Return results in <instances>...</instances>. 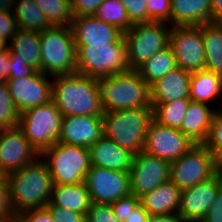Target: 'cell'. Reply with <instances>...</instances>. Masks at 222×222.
<instances>
[{
	"mask_svg": "<svg viewBox=\"0 0 222 222\" xmlns=\"http://www.w3.org/2000/svg\"><path fill=\"white\" fill-rule=\"evenodd\" d=\"M52 93V100L63 116L103 115L97 78L80 73L55 76Z\"/></svg>",
	"mask_w": 222,
	"mask_h": 222,
	"instance_id": "obj_1",
	"label": "cell"
},
{
	"mask_svg": "<svg viewBox=\"0 0 222 222\" xmlns=\"http://www.w3.org/2000/svg\"><path fill=\"white\" fill-rule=\"evenodd\" d=\"M7 183L14 215L25 210L46 208L50 202L52 177L40 157L35 162L9 173Z\"/></svg>",
	"mask_w": 222,
	"mask_h": 222,
	"instance_id": "obj_2",
	"label": "cell"
},
{
	"mask_svg": "<svg viewBox=\"0 0 222 222\" xmlns=\"http://www.w3.org/2000/svg\"><path fill=\"white\" fill-rule=\"evenodd\" d=\"M152 119V107L103 112V136L136 155L144 151L145 136Z\"/></svg>",
	"mask_w": 222,
	"mask_h": 222,
	"instance_id": "obj_3",
	"label": "cell"
},
{
	"mask_svg": "<svg viewBox=\"0 0 222 222\" xmlns=\"http://www.w3.org/2000/svg\"><path fill=\"white\" fill-rule=\"evenodd\" d=\"M104 112L152 107L150 86L136 70L98 79Z\"/></svg>",
	"mask_w": 222,
	"mask_h": 222,
	"instance_id": "obj_4",
	"label": "cell"
},
{
	"mask_svg": "<svg viewBox=\"0 0 222 222\" xmlns=\"http://www.w3.org/2000/svg\"><path fill=\"white\" fill-rule=\"evenodd\" d=\"M39 37L42 73L51 77L77 73L76 45L70 27L51 26Z\"/></svg>",
	"mask_w": 222,
	"mask_h": 222,
	"instance_id": "obj_5",
	"label": "cell"
},
{
	"mask_svg": "<svg viewBox=\"0 0 222 222\" xmlns=\"http://www.w3.org/2000/svg\"><path fill=\"white\" fill-rule=\"evenodd\" d=\"M75 45L77 73L99 79L131 71L126 43Z\"/></svg>",
	"mask_w": 222,
	"mask_h": 222,
	"instance_id": "obj_6",
	"label": "cell"
},
{
	"mask_svg": "<svg viewBox=\"0 0 222 222\" xmlns=\"http://www.w3.org/2000/svg\"><path fill=\"white\" fill-rule=\"evenodd\" d=\"M52 177L53 185L83 182L91 168L90 150L79 145L56 142L40 154Z\"/></svg>",
	"mask_w": 222,
	"mask_h": 222,
	"instance_id": "obj_7",
	"label": "cell"
},
{
	"mask_svg": "<svg viewBox=\"0 0 222 222\" xmlns=\"http://www.w3.org/2000/svg\"><path fill=\"white\" fill-rule=\"evenodd\" d=\"M62 119V113L52 100L22 112L18 127L31 145L41 154L58 142Z\"/></svg>",
	"mask_w": 222,
	"mask_h": 222,
	"instance_id": "obj_8",
	"label": "cell"
},
{
	"mask_svg": "<svg viewBox=\"0 0 222 222\" xmlns=\"http://www.w3.org/2000/svg\"><path fill=\"white\" fill-rule=\"evenodd\" d=\"M171 26L166 22L133 24L124 32L128 63L137 70L157 51L169 46Z\"/></svg>",
	"mask_w": 222,
	"mask_h": 222,
	"instance_id": "obj_9",
	"label": "cell"
},
{
	"mask_svg": "<svg viewBox=\"0 0 222 222\" xmlns=\"http://www.w3.org/2000/svg\"><path fill=\"white\" fill-rule=\"evenodd\" d=\"M214 173L213 154L203 144H195L171 162L170 180L183 191L210 179Z\"/></svg>",
	"mask_w": 222,
	"mask_h": 222,
	"instance_id": "obj_10",
	"label": "cell"
},
{
	"mask_svg": "<svg viewBox=\"0 0 222 222\" xmlns=\"http://www.w3.org/2000/svg\"><path fill=\"white\" fill-rule=\"evenodd\" d=\"M169 46L177 67L191 73L205 69V49L199 26L171 27Z\"/></svg>",
	"mask_w": 222,
	"mask_h": 222,
	"instance_id": "obj_11",
	"label": "cell"
},
{
	"mask_svg": "<svg viewBox=\"0 0 222 222\" xmlns=\"http://www.w3.org/2000/svg\"><path fill=\"white\" fill-rule=\"evenodd\" d=\"M84 182L91 203L112 204L131 193L129 172L91 166Z\"/></svg>",
	"mask_w": 222,
	"mask_h": 222,
	"instance_id": "obj_12",
	"label": "cell"
},
{
	"mask_svg": "<svg viewBox=\"0 0 222 222\" xmlns=\"http://www.w3.org/2000/svg\"><path fill=\"white\" fill-rule=\"evenodd\" d=\"M171 162L145 151L134 155L130 168V191L136 197L151 192L170 180Z\"/></svg>",
	"mask_w": 222,
	"mask_h": 222,
	"instance_id": "obj_13",
	"label": "cell"
},
{
	"mask_svg": "<svg viewBox=\"0 0 222 222\" xmlns=\"http://www.w3.org/2000/svg\"><path fill=\"white\" fill-rule=\"evenodd\" d=\"M193 143L179 129L150 121L145 136L144 151L152 156L172 162L185 154Z\"/></svg>",
	"mask_w": 222,
	"mask_h": 222,
	"instance_id": "obj_14",
	"label": "cell"
},
{
	"mask_svg": "<svg viewBox=\"0 0 222 222\" xmlns=\"http://www.w3.org/2000/svg\"><path fill=\"white\" fill-rule=\"evenodd\" d=\"M52 79L53 77L37 71L32 76L8 79L5 82L20 114L52 101Z\"/></svg>",
	"mask_w": 222,
	"mask_h": 222,
	"instance_id": "obj_15",
	"label": "cell"
},
{
	"mask_svg": "<svg viewBox=\"0 0 222 222\" xmlns=\"http://www.w3.org/2000/svg\"><path fill=\"white\" fill-rule=\"evenodd\" d=\"M39 157L40 154L19 127L0 130V169L6 175L35 162Z\"/></svg>",
	"mask_w": 222,
	"mask_h": 222,
	"instance_id": "obj_16",
	"label": "cell"
},
{
	"mask_svg": "<svg viewBox=\"0 0 222 222\" xmlns=\"http://www.w3.org/2000/svg\"><path fill=\"white\" fill-rule=\"evenodd\" d=\"M220 188L217 177L198 183L181 192V203L178 215L185 222H201L212 206Z\"/></svg>",
	"mask_w": 222,
	"mask_h": 222,
	"instance_id": "obj_17",
	"label": "cell"
},
{
	"mask_svg": "<svg viewBox=\"0 0 222 222\" xmlns=\"http://www.w3.org/2000/svg\"><path fill=\"white\" fill-rule=\"evenodd\" d=\"M70 28L75 44L125 43L123 31L94 15L73 16Z\"/></svg>",
	"mask_w": 222,
	"mask_h": 222,
	"instance_id": "obj_18",
	"label": "cell"
},
{
	"mask_svg": "<svg viewBox=\"0 0 222 222\" xmlns=\"http://www.w3.org/2000/svg\"><path fill=\"white\" fill-rule=\"evenodd\" d=\"M103 136L102 116H63L58 142L89 148Z\"/></svg>",
	"mask_w": 222,
	"mask_h": 222,
	"instance_id": "obj_19",
	"label": "cell"
},
{
	"mask_svg": "<svg viewBox=\"0 0 222 222\" xmlns=\"http://www.w3.org/2000/svg\"><path fill=\"white\" fill-rule=\"evenodd\" d=\"M192 73L176 67L150 86L151 104L167 103L177 99H190Z\"/></svg>",
	"mask_w": 222,
	"mask_h": 222,
	"instance_id": "obj_20",
	"label": "cell"
},
{
	"mask_svg": "<svg viewBox=\"0 0 222 222\" xmlns=\"http://www.w3.org/2000/svg\"><path fill=\"white\" fill-rule=\"evenodd\" d=\"M91 166L129 172L134 154L102 136L89 147Z\"/></svg>",
	"mask_w": 222,
	"mask_h": 222,
	"instance_id": "obj_21",
	"label": "cell"
},
{
	"mask_svg": "<svg viewBox=\"0 0 222 222\" xmlns=\"http://www.w3.org/2000/svg\"><path fill=\"white\" fill-rule=\"evenodd\" d=\"M181 190L171 181L160 184L151 192L139 197L140 205L150 216L178 214Z\"/></svg>",
	"mask_w": 222,
	"mask_h": 222,
	"instance_id": "obj_22",
	"label": "cell"
},
{
	"mask_svg": "<svg viewBox=\"0 0 222 222\" xmlns=\"http://www.w3.org/2000/svg\"><path fill=\"white\" fill-rule=\"evenodd\" d=\"M216 108L211 104L190 101L181 128L193 143L203 144L209 134Z\"/></svg>",
	"mask_w": 222,
	"mask_h": 222,
	"instance_id": "obj_23",
	"label": "cell"
},
{
	"mask_svg": "<svg viewBox=\"0 0 222 222\" xmlns=\"http://www.w3.org/2000/svg\"><path fill=\"white\" fill-rule=\"evenodd\" d=\"M212 0H171V27L212 22Z\"/></svg>",
	"mask_w": 222,
	"mask_h": 222,
	"instance_id": "obj_24",
	"label": "cell"
},
{
	"mask_svg": "<svg viewBox=\"0 0 222 222\" xmlns=\"http://www.w3.org/2000/svg\"><path fill=\"white\" fill-rule=\"evenodd\" d=\"M221 99L222 76L206 69L192 72L190 78L191 101L205 104L212 103L211 105L218 109V106L214 104L221 101Z\"/></svg>",
	"mask_w": 222,
	"mask_h": 222,
	"instance_id": "obj_25",
	"label": "cell"
},
{
	"mask_svg": "<svg viewBox=\"0 0 222 222\" xmlns=\"http://www.w3.org/2000/svg\"><path fill=\"white\" fill-rule=\"evenodd\" d=\"M47 205H55L86 215L91 200L85 182L71 185H53L52 196Z\"/></svg>",
	"mask_w": 222,
	"mask_h": 222,
	"instance_id": "obj_26",
	"label": "cell"
},
{
	"mask_svg": "<svg viewBox=\"0 0 222 222\" xmlns=\"http://www.w3.org/2000/svg\"><path fill=\"white\" fill-rule=\"evenodd\" d=\"M9 57L11 60L27 62L41 71L39 32L18 30L9 42Z\"/></svg>",
	"mask_w": 222,
	"mask_h": 222,
	"instance_id": "obj_27",
	"label": "cell"
},
{
	"mask_svg": "<svg viewBox=\"0 0 222 222\" xmlns=\"http://www.w3.org/2000/svg\"><path fill=\"white\" fill-rule=\"evenodd\" d=\"M205 49V69L222 76V24L199 25Z\"/></svg>",
	"mask_w": 222,
	"mask_h": 222,
	"instance_id": "obj_28",
	"label": "cell"
},
{
	"mask_svg": "<svg viewBox=\"0 0 222 222\" xmlns=\"http://www.w3.org/2000/svg\"><path fill=\"white\" fill-rule=\"evenodd\" d=\"M12 12L20 30L40 33L51 27L35 0H14Z\"/></svg>",
	"mask_w": 222,
	"mask_h": 222,
	"instance_id": "obj_29",
	"label": "cell"
},
{
	"mask_svg": "<svg viewBox=\"0 0 222 222\" xmlns=\"http://www.w3.org/2000/svg\"><path fill=\"white\" fill-rule=\"evenodd\" d=\"M177 67L173 50L170 46L157 51L136 71L151 86L157 80Z\"/></svg>",
	"mask_w": 222,
	"mask_h": 222,
	"instance_id": "obj_30",
	"label": "cell"
},
{
	"mask_svg": "<svg viewBox=\"0 0 222 222\" xmlns=\"http://www.w3.org/2000/svg\"><path fill=\"white\" fill-rule=\"evenodd\" d=\"M190 101L177 99L167 103L151 104L152 118L161 125L180 129Z\"/></svg>",
	"mask_w": 222,
	"mask_h": 222,
	"instance_id": "obj_31",
	"label": "cell"
},
{
	"mask_svg": "<svg viewBox=\"0 0 222 222\" xmlns=\"http://www.w3.org/2000/svg\"><path fill=\"white\" fill-rule=\"evenodd\" d=\"M51 26H71L73 14L70 0H35Z\"/></svg>",
	"mask_w": 222,
	"mask_h": 222,
	"instance_id": "obj_32",
	"label": "cell"
},
{
	"mask_svg": "<svg viewBox=\"0 0 222 222\" xmlns=\"http://www.w3.org/2000/svg\"><path fill=\"white\" fill-rule=\"evenodd\" d=\"M99 20L112 24L125 32L133 24L130 22L124 5L120 0H105L94 14Z\"/></svg>",
	"mask_w": 222,
	"mask_h": 222,
	"instance_id": "obj_33",
	"label": "cell"
},
{
	"mask_svg": "<svg viewBox=\"0 0 222 222\" xmlns=\"http://www.w3.org/2000/svg\"><path fill=\"white\" fill-rule=\"evenodd\" d=\"M20 113L8 92L5 82H0V130L19 126Z\"/></svg>",
	"mask_w": 222,
	"mask_h": 222,
	"instance_id": "obj_34",
	"label": "cell"
},
{
	"mask_svg": "<svg viewBox=\"0 0 222 222\" xmlns=\"http://www.w3.org/2000/svg\"><path fill=\"white\" fill-rule=\"evenodd\" d=\"M147 23L166 22L171 26V0H147Z\"/></svg>",
	"mask_w": 222,
	"mask_h": 222,
	"instance_id": "obj_35",
	"label": "cell"
},
{
	"mask_svg": "<svg viewBox=\"0 0 222 222\" xmlns=\"http://www.w3.org/2000/svg\"><path fill=\"white\" fill-rule=\"evenodd\" d=\"M203 145L212 154L222 147V112L218 109L214 112L210 131Z\"/></svg>",
	"mask_w": 222,
	"mask_h": 222,
	"instance_id": "obj_36",
	"label": "cell"
},
{
	"mask_svg": "<svg viewBox=\"0 0 222 222\" xmlns=\"http://www.w3.org/2000/svg\"><path fill=\"white\" fill-rule=\"evenodd\" d=\"M139 205V198L132 193L121 197L111 204L115 217L119 222H124V220L127 219V217L132 214Z\"/></svg>",
	"mask_w": 222,
	"mask_h": 222,
	"instance_id": "obj_37",
	"label": "cell"
},
{
	"mask_svg": "<svg viewBox=\"0 0 222 222\" xmlns=\"http://www.w3.org/2000/svg\"><path fill=\"white\" fill-rule=\"evenodd\" d=\"M86 222H119L111 204L91 203Z\"/></svg>",
	"mask_w": 222,
	"mask_h": 222,
	"instance_id": "obj_38",
	"label": "cell"
},
{
	"mask_svg": "<svg viewBox=\"0 0 222 222\" xmlns=\"http://www.w3.org/2000/svg\"><path fill=\"white\" fill-rule=\"evenodd\" d=\"M132 24L147 23V0H120Z\"/></svg>",
	"mask_w": 222,
	"mask_h": 222,
	"instance_id": "obj_39",
	"label": "cell"
},
{
	"mask_svg": "<svg viewBox=\"0 0 222 222\" xmlns=\"http://www.w3.org/2000/svg\"><path fill=\"white\" fill-rule=\"evenodd\" d=\"M18 30L13 12L0 11V37L9 43Z\"/></svg>",
	"mask_w": 222,
	"mask_h": 222,
	"instance_id": "obj_40",
	"label": "cell"
},
{
	"mask_svg": "<svg viewBox=\"0 0 222 222\" xmlns=\"http://www.w3.org/2000/svg\"><path fill=\"white\" fill-rule=\"evenodd\" d=\"M15 222H55L47 208L25 210L15 214Z\"/></svg>",
	"mask_w": 222,
	"mask_h": 222,
	"instance_id": "obj_41",
	"label": "cell"
},
{
	"mask_svg": "<svg viewBox=\"0 0 222 222\" xmlns=\"http://www.w3.org/2000/svg\"><path fill=\"white\" fill-rule=\"evenodd\" d=\"M55 222H86V215L55 205H46Z\"/></svg>",
	"mask_w": 222,
	"mask_h": 222,
	"instance_id": "obj_42",
	"label": "cell"
},
{
	"mask_svg": "<svg viewBox=\"0 0 222 222\" xmlns=\"http://www.w3.org/2000/svg\"><path fill=\"white\" fill-rule=\"evenodd\" d=\"M105 0H70L73 16L94 15Z\"/></svg>",
	"mask_w": 222,
	"mask_h": 222,
	"instance_id": "obj_43",
	"label": "cell"
},
{
	"mask_svg": "<svg viewBox=\"0 0 222 222\" xmlns=\"http://www.w3.org/2000/svg\"><path fill=\"white\" fill-rule=\"evenodd\" d=\"M38 70L21 60H11L9 57V76L8 79L22 78L25 76H32Z\"/></svg>",
	"mask_w": 222,
	"mask_h": 222,
	"instance_id": "obj_44",
	"label": "cell"
},
{
	"mask_svg": "<svg viewBox=\"0 0 222 222\" xmlns=\"http://www.w3.org/2000/svg\"><path fill=\"white\" fill-rule=\"evenodd\" d=\"M7 180L0 186V220L14 219Z\"/></svg>",
	"mask_w": 222,
	"mask_h": 222,
	"instance_id": "obj_45",
	"label": "cell"
},
{
	"mask_svg": "<svg viewBox=\"0 0 222 222\" xmlns=\"http://www.w3.org/2000/svg\"><path fill=\"white\" fill-rule=\"evenodd\" d=\"M201 222H222V188H219L212 206Z\"/></svg>",
	"mask_w": 222,
	"mask_h": 222,
	"instance_id": "obj_46",
	"label": "cell"
},
{
	"mask_svg": "<svg viewBox=\"0 0 222 222\" xmlns=\"http://www.w3.org/2000/svg\"><path fill=\"white\" fill-rule=\"evenodd\" d=\"M9 76V48L0 51V82H6Z\"/></svg>",
	"mask_w": 222,
	"mask_h": 222,
	"instance_id": "obj_47",
	"label": "cell"
},
{
	"mask_svg": "<svg viewBox=\"0 0 222 222\" xmlns=\"http://www.w3.org/2000/svg\"><path fill=\"white\" fill-rule=\"evenodd\" d=\"M149 216V213L139 205L136 210L124 220V222H148Z\"/></svg>",
	"mask_w": 222,
	"mask_h": 222,
	"instance_id": "obj_48",
	"label": "cell"
},
{
	"mask_svg": "<svg viewBox=\"0 0 222 222\" xmlns=\"http://www.w3.org/2000/svg\"><path fill=\"white\" fill-rule=\"evenodd\" d=\"M211 20L214 23L222 24V0H212Z\"/></svg>",
	"mask_w": 222,
	"mask_h": 222,
	"instance_id": "obj_49",
	"label": "cell"
},
{
	"mask_svg": "<svg viewBox=\"0 0 222 222\" xmlns=\"http://www.w3.org/2000/svg\"><path fill=\"white\" fill-rule=\"evenodd\" d=\"M148 222H185L178 214L149 216Z\"/></svg>",
	"mask_w": 222,
	"mask_h": 222,
	"instance_id": "obj_50",
	"label": "cell"
},
{
	"mask_svg": "<svg viewBox=\"0 0 222 222\" xmlns=\"http://www.w3.org/2000/svg\"><path fill=\"white\" fill-rule=\"evenodd\" d=\"M14 0H0V11H12Z\"/></svg>",
	"mask_w": 222,
	"mask_h": 222,
	"instance_id": "obj_51",
	"label": "cell"
},
{
	"mask_svg": "<svg viewBox=\"0 0 222 222\" xmlns=\"http://www.w3.org/2000/svg\"><path fill=\"white\" fill-rule=\"evenodd\" d=\"M215 173L214 175L217 177L220 188H222V164H214Z\"/></svg>",
	"mask_w": 222,
	"mask_h": 222,
	"instance_id": "obj_52",
	"label": "cell"
},
{
	"mask_svg": "<svg viewBox=\"0 0 222 222\" xmlns=\"http://www.w3.org/2000/svg\"><path fill=\"white\" fill-rule=\"evenodd\" d=\"M214 164H222V147L213 154Z\"/></svg>",
	"mask_w": 222,
	"mask_h": 222,
	"instance_id": "obj_53",
	"label": "cell"
},
{
	"mask_svg": "<svg viewBox=\"0 0 222 222\" xmlns=\"http://www.w3.org/2000/svg\"><path fill=\"white\" fill-rule=\"evenodd\" d=\"M9 47V43L0 37V51H5Z\"/></svg>",
	"mask_w": 222,
	"mask_h": 222,
	"instance_id": "obj_54",
	"label": "cell"
},
{
	"mask_svg": "<svg viewBox=\"0 0 222 222\" xmlns=\"http://www.w3.org/2000/svg\"><path fill=\"white\" fill-rule=\"evenodd\" d=\"M7 180V175L0 169V186Z\"/></svg>",
	"mask_w": 222,
	"mask_h": 222,
	"instance_id": "obj_55",
	"label": "cell"
},
{
	"mask_svg": "<svg viewBox=\"0 0 222 222\" xmlns=\"http://www.w3.org/2000/svg\"><path fill=\"white\" fill-rule=\"evenodd\" d=\"M0 222H15V219H3Z\"/></svg>",
	"mask_w": 222,
	"mask_h": 222,
	"instance_id": "obj_56",
	"label": "cell"
},
{
	"mask_svg": "<svg viewBox=\"0 0 222 222\" xmlns=\"http://www.w3.org/2000/svg\"><path fill=\"white\" fill-rule=\"evenodd\" d=\"M220 105L222 106V99L220 101ZM218 110H220L222 112V107L220 109H218Z\"/></svg>",
	"mask_w": 222,
	"mask_h": 222,
	"instance_id": "obj_57",
	"label": "cell"
}]
</instances>
